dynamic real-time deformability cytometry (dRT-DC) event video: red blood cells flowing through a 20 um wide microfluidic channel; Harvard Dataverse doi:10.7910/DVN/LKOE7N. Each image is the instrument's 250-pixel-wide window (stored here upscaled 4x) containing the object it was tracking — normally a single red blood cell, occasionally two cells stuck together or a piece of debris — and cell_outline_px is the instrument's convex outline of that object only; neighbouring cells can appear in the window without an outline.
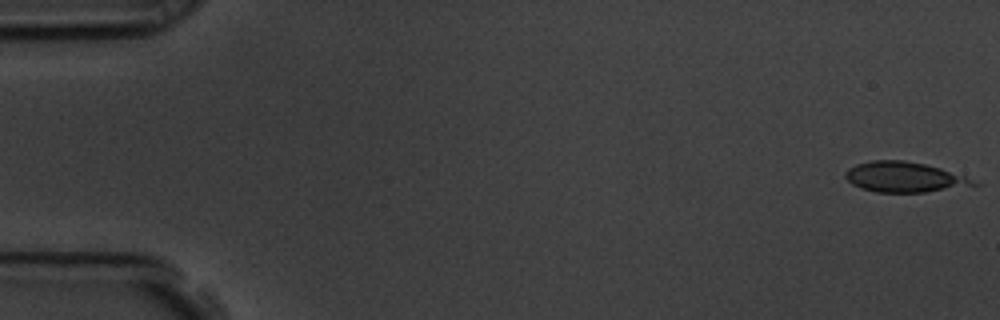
{"species": "common noctule bat (a hibernating species)", "species_latin": "Nyctalus noctula", "temperature_condition": "room temperature", "stored_images_in_passage": 8, "camera_frame_rate_fps": 3000, "um_per_image_px": 0.085, "animal": {"sex": "male", "body_mass_g": 19.5, "forearm_length_mm": 54.6}, "frame": {"image": 1, "passage_image": 1, "time_ms": 0.0, "image_size_px": [1000, 320], "cell_outline_px": [[980, 184], [924, 192], [876, 192], [860, 188], [852, 184], [844, 176], [844, 172], [848, 168], [856, 164], [872, 160], [904, 160], [924, 164], [940, 168], [964, 176]], "centroid_in_image_um": [76.78, 15.04], "position_along_channel_um": 8.2, "area_um2": 22.31}}